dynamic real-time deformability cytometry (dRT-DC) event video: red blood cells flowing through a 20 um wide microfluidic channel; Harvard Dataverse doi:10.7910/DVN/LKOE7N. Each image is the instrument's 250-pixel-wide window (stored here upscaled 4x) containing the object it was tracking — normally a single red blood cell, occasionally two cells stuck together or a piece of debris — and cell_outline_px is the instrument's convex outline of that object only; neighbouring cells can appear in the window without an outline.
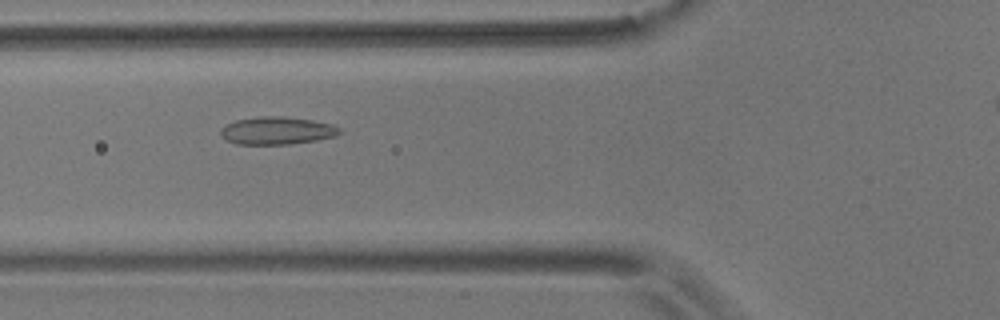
{"species": "common noctule bat (a hibernating species)", "species_latin": "Nyctalus noctula", "temperature_condition": "room temperature", "stored_images_in_passage": 34, "camera_frame_rate_fps": 3000, "um_per_image_px": 0.085, "animal": {"sex": "male", "body_mass_g": 17.9}, "frame": {"image": 1, "passage_image": 4, "time_ms": 1.0, "image_size_px": [1000, 320], "cell_outline_px": [[340, 132], [336, 136], [316, 140], [288, 144], [236, 144], [220, 136], [220, 128], [224, 124], [236, 120], [260, 116], [280, 116], [312, 120], [332, 124], [340, 128]], "centroid_in_image_um": [23.5, 11.1], "position_along_channel_um": 102.3, "area_um2": 19.19}}
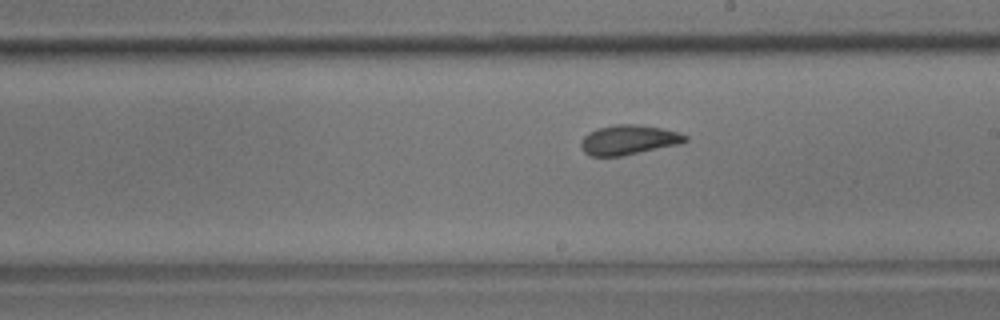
{"frame": {"image": 2, "passage_image": 15, "time_ms": 4.667, "image_size_px": [1000, 320], "cell_outline_px": [[688, 140], [680, 144], [620, 156], [588, 156], [584, 152], [580, 144], [580, 140], [588, 132], [596, 128], [616, 124], [636, 124], [660, 128], [680, 132], [688, 136]], "centroid_in_image_um": [53.41, 11.88], "position_along_channel_um": 235.6, "area_um2": 18.15}}
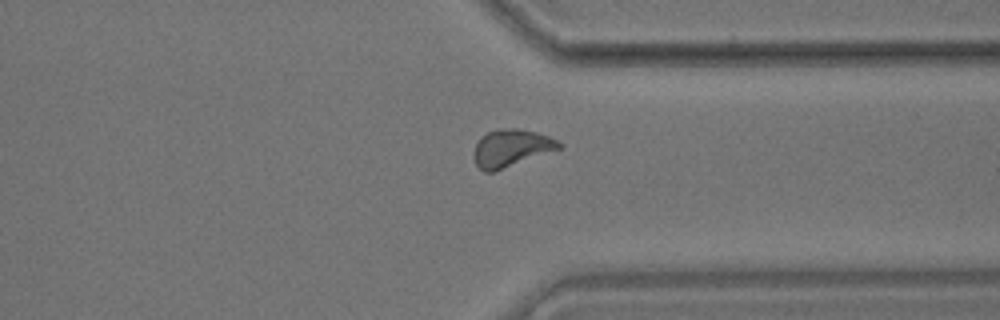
{"frame": {"image": 3, "passage_image": 26, "time_ms": 8.333, "image_size_px": [1000, 320], "cell_outline_px": [[564, 148], [492, 172], [484, 172], [476, 164], [472, 156], [472, 152], [476, 144], [488, 132], [500, 128], [516, 128], [536, 132], [548, 136], [564, 144]], "centroid_in_image_um": [43.48, 12.59], "position_along_channel_um": 367.9, "area_um2": 18.61}, "authors_computed_cell_mechanics": {"area_um2": 18.0625, "velocity_mm_per_s": 3.6309, "shape_relaxation_time_tau1_ms": 5.5286, "shape_relaxation_time_tau2_ms": 1.3285, "deformation_change_tau1": 0.106, "deformation_change_tau2": 0.0725}}